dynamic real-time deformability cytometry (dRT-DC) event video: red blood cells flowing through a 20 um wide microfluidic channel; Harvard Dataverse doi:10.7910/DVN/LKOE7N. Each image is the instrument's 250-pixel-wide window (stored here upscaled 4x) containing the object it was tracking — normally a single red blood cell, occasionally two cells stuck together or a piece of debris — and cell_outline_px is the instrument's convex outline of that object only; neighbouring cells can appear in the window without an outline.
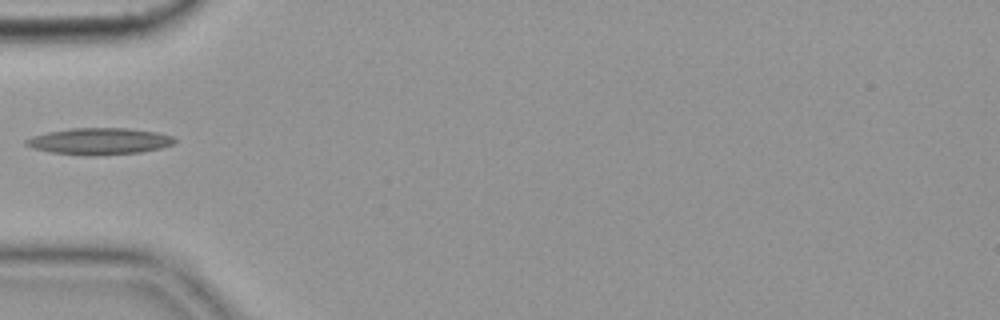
{"species": "common noctule bat (a hibernating species)", "species_latin": "Nyctalus noctula", "temperature_condition": "cold", "stored_images_in_passage": 31, "camera_frame_rate_fps": 3000, "um_per_image_px": 0.085, "animal": {"sex": "female", "body_mass_g": 19.9}, "frame": {"image": 1, "passage_image": 1, "time_ms": 0.0, "image_size_px": [1000, 320], "cell_outline_px": [[176, 140], [172, 144], [160, 148], [140, 152], [92, 156], [52, 152], [32, 148], [24, 144], [24, 140], [32, 136], [48, 132], [72, 128], [128, 128], [156, 132], [172, 136]], "centroid_in_image_um": [8.42, 12.0], "position_along_channel_um": 76.6, "area_um2": 22.89}}